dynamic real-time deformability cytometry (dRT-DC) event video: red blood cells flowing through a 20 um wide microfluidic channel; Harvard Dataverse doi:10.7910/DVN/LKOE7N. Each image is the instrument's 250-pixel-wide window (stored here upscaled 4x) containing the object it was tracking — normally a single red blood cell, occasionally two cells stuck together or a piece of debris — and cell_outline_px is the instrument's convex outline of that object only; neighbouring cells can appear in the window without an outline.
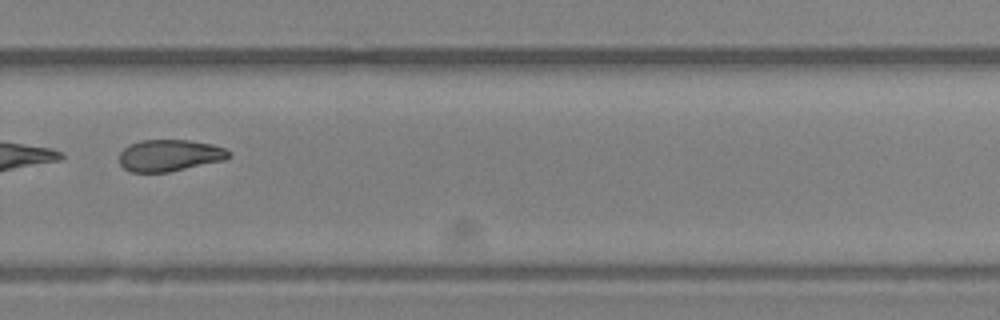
{"species": "Egyptian fruit bat (a non-hibernating species)", "species_latin": "Rousettus aegyptiacus", "temperature_condition": "room temperature", "stored_images_in_passage": 40, "camera_frame_rate_fps": 3000, "um_per_image_px": 0.085, "animal": {"sex": "female"}, "frame": {"image": 1, "passage_image": 28, "time_ms": 9.0, "image_size_px": [1000, 320], "cell_outline_px": [[232, 156], [224, 160], [168, 172], [132, 172], [124, 168], [120, 164], [120, 152], [128, 144], [140, 140], [192, 140], [212, 144], [224, 148], [232, 152]], "centroid_in_image_um": [14.43, 13.2], "position_along_channel_um": 315.4, "area_um2": 20.35}}